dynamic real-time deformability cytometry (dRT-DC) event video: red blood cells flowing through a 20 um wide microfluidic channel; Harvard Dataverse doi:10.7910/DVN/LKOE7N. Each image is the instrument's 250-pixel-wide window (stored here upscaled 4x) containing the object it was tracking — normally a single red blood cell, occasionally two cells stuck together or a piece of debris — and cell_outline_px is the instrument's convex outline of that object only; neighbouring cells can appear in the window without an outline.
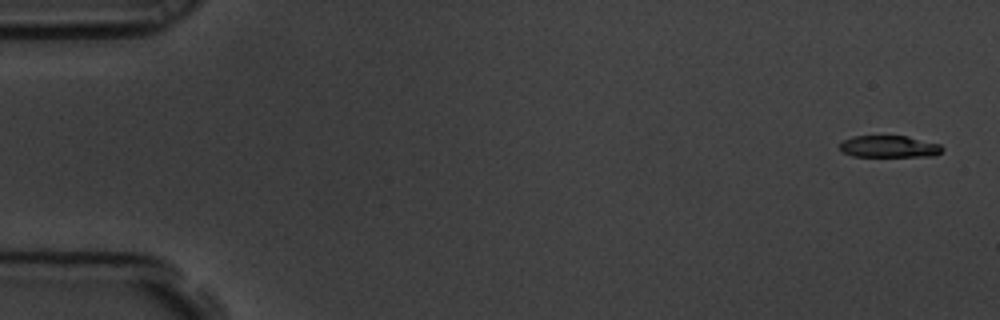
{"species": "common noctule bat (a hibernating species)", "species_latin": "Nyctalus noctula", "temperature_condition": "room temperature", "stored_images_in_passage": 8, "camera_frame_rate_fps": 3000, "um_per_image_px": 0.085, "animal": {"sex": "male", "body_mass_g": 19.5, "forearm_length_mm": 54.6}, "frame": {"image": 1, "passage_image": 1, "time_ms": 0.0, "image_size_px": [1000, 320], "cell_outline_px": [[944, 148], [936, 156], [852, 156], [840, 152], [840, 144], [844, 140], [852, 136], [908, 136], [940, 144]], "centroid_in_image_um": [75.57, 12.46], "position_along_channel_um": 9.4, "area_um2": 13.12}}
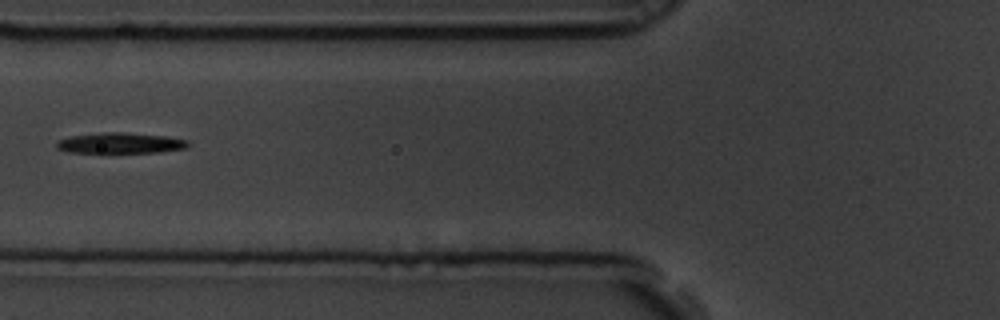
{"frame": {"image": 2, "passage_image": 7, "time_ms": 2.0, "image_size_px": [1000, 320], "cell_outline_px": [[188, 148], [160, 152], [100, 156], [68, 152], [56, 148], [56, 140], [72, 136], [104, 132], [124, 132], [168, 136], [188, 140]], "centroid_in_image_um": [10.17, 12.22], "position_along_channel_um": 115.6, "area_um2": 17.17}}
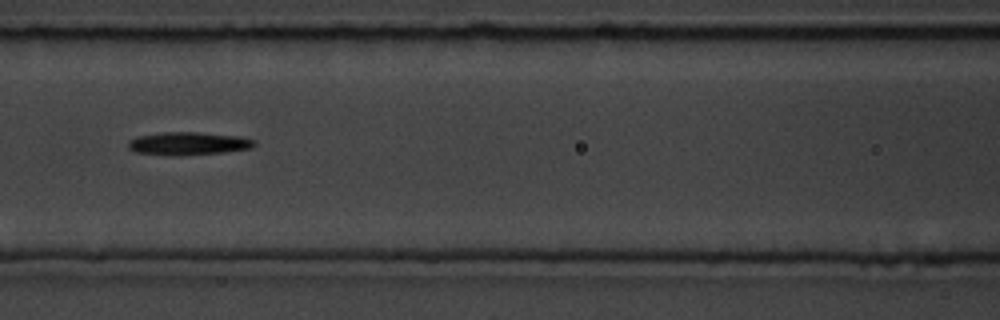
{"frame": {"image": 3, "passage_image": 8, "time_ms": 2.333, "image_size_px": [1000, 320], "cell_outline_px": [[256, 144], [252, 148], [224, 152], [176, 156], [136, 152], [128, 148], [128, 140], [136, 136], [160, 132], [196, 132], [240, 136], [256, 140]], "centroid_in_image_um": [16.0, 12.19], "position_along_channel_um": 150.6, "area_um2": 17.05}}